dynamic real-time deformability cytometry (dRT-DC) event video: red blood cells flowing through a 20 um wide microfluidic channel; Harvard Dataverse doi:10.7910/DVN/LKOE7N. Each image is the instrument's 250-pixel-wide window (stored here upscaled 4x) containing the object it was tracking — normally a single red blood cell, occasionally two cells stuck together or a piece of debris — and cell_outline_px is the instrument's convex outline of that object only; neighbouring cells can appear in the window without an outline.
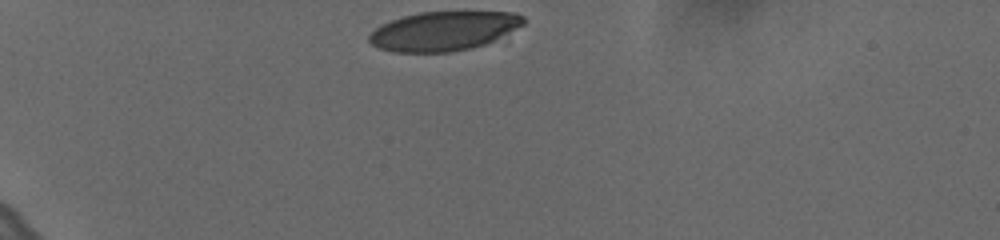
{"species": "human", "species_latin": "Homo sapiens", "temperature_condition": "cold", "stored_images_in_passage": 13, "camera_frame_rate_fps": 3000, "um_per_image_px": 0.085, "donor": {"sex": "female"}, "frame": {"image": 1, "passage_image": 1, "time_ms": 0.0, "image_size_px": [1000, 240], "cell_outline_px": [[524, 24], [484, 44], [468, 48], [448, 52], [392, 52], [380, 48], [372, 44], [368, 40], [368, 36], [380, 24], [404, 16], [420, 12], [516, 12], [524, 16]], "centroid_in_image_um": [37.67, 2.63], "position_along_channel_um": 47.3, "area_um2": 34.8}}
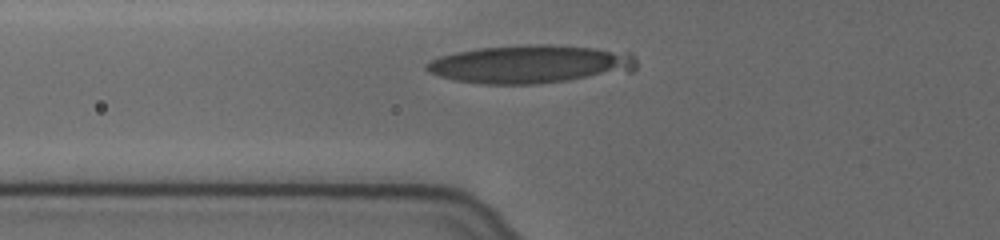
{"frame": {"image": 2, "passage_image": 8, "time_ms": 2.333, "image_size_px": [1000, 240], "cell_outline_px": [[636, 68], [632, 72], [540, 84], [480, 84], [456, 80], [440, 76], [428, 72], [424, 68], [424, 64], [428, 60], [440, 56], [456, 52], [480, 48], [528, 44], [552, 44], [592, 48], [632, 56], [636, 60]], "centroid_in_image_um": [44.99, 5.47], "position_along_channel_um": 80.8, "area_um2": 46.64}}
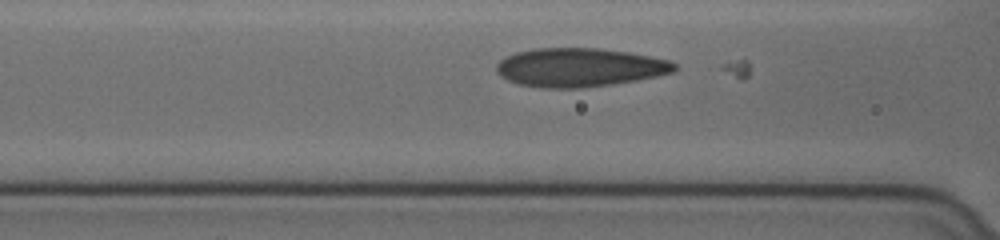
{"frame": {"image": 3, "passage_image": 11, "time_ms": 3.333, "image_size_px": [1000, 240], "cell_outline_px": [[676, 68], [672, 72], [656, 76], [636, 80], [584, 88], [544, 88], [520, 84], [508, 80], [500, 76], [496, 72], [496, 64], [500, 60], [516, 52], [536, 48], [600, 48], [628, 52], [668, 60], [676, 64]], "centroid_in_image_um": [49.22, 5.73], "position_along_channel_um": 117.4, "area_um2": 39.94}}